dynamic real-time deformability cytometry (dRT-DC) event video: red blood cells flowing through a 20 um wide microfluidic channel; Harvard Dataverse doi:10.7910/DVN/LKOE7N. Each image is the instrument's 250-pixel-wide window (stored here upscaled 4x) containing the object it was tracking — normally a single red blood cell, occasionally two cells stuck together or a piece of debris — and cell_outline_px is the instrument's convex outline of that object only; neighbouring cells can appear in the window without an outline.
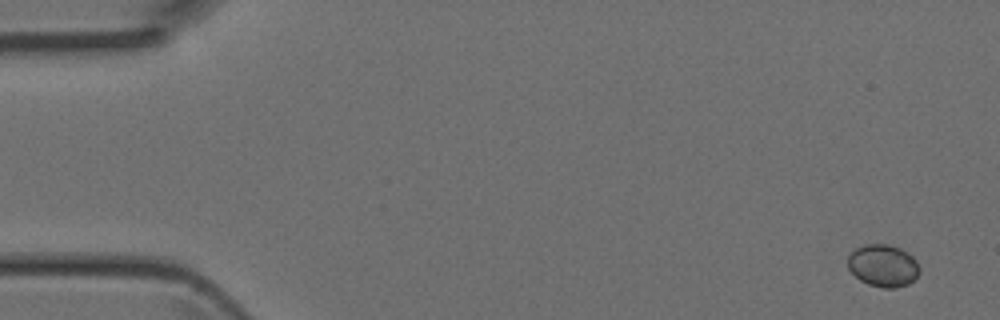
{"species": "Egyptian fruit bat (a non-hibernating species)", "species_latin": "Rousettus aegyptiacus", "temperature_condition": "room temperature", "stored_images_in_passage": 4, "camera_frame_rate_fps": 3000, "um_per_image_px": 0.085, "animal": {"sex": "female"}, "frame": {"image": 1, "passage_image": 1, "time_ms": 0.0, "image_size_px": [1000, 320], "cell_outline_px": [[920, 272], [908, 284], [896, 288], [884, 288], [868, 284], [860, 280], [848, 268], [848, 256], [856, 248], [864, 244], [888, 244], [900, 248], [908, 252], [916, 260], [920, 268]], "centroid_in_image_um": [75.07, 22.57], "position_along_channel_um": 9.9, "area_um2": 17.69}}
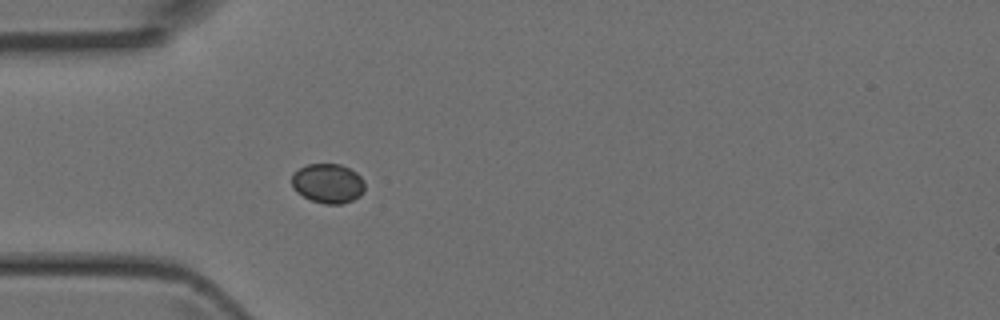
{"frame": {"image": 2, "passage_image": 4, "time_ms": 1.0, "image_size_px": [1000, 320], "cell_outline_px": [[364, 192], [360, 196], [352, 200], [340, 204], [324, 204], [312, 200], [296, 192], [292, 188], [292, 172], [308, 164], [340, 164], [356, 172], [364, 180]], "centroid_in_image_um": [27.87, 15.59], "position_along_channel_um": 57.1, "area_um2": 16.88}}